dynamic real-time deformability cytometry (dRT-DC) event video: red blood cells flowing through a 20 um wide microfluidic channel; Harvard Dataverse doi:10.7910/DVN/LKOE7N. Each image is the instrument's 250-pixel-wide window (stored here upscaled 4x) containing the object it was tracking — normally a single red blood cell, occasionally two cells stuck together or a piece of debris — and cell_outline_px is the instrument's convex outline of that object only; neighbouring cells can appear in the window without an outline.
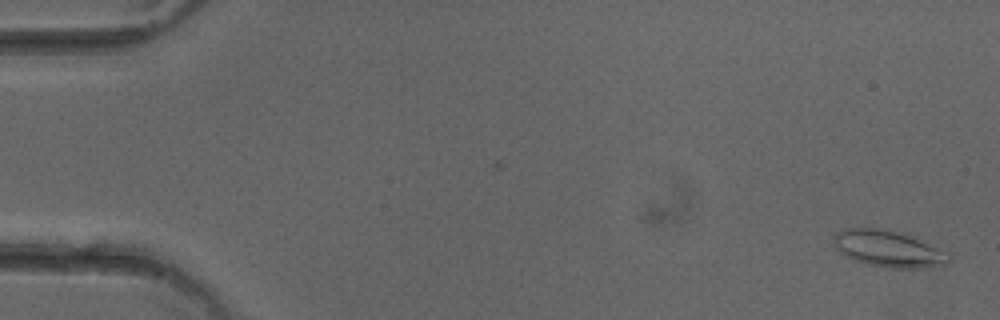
{"species": "common noctule bat (a hibernating species)", "species_latin": "Nyctalus noctula", "temperature_condition": "cold", "stored_images_in_passage": 50, "camera_frame_rate_fps": 3000, "um_per_image_px": 0.085, "animal": {"sex": "female"}, "frame": {"image": 1, "passage_image": 1, "time_ms": 0.0, "image_size_px": [1000, 320], "cell_outline_px": [[952, 260], [948, 264], [916, 268], [896, 268], [872, 264], [856, 260], [840, 252], [832, 244], [832, 236], [836, 232], [844, 228], [888, 228], [908, 232], [948, 252], [952, 256]], "centroid_in_image_um": [75.57, 21.09], "position_along_channel_um": 9.4, "area_um2": 25.09}}
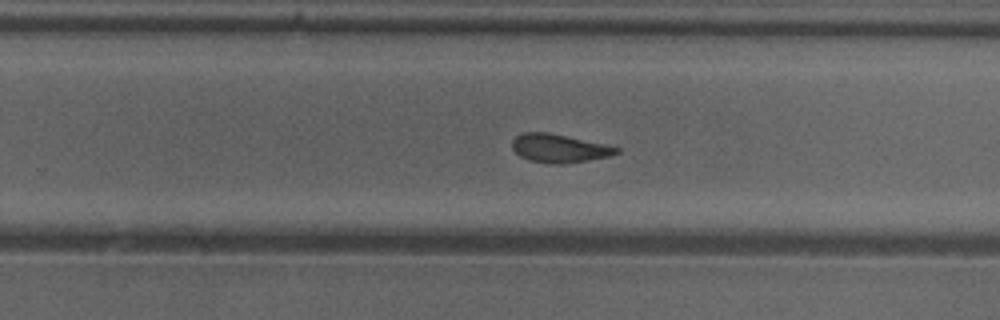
{"frame": {"image": 2, "passage_image": 32, "time_ms": 10.333, "image_size_px": [1000, 320], "cell_outline_px": [[620, 152], [608, 156], [564, 164], [552, 164], [528, 160], [520, 156], [512, 148], [512, 140], [516, 136], [524, 132], [548, 132], [604, 144], [620, 148]], "centroid_in_image_um": [47.49, 12.6], "position_along_channel_um": 282.3, "area_um2": 17.11}}
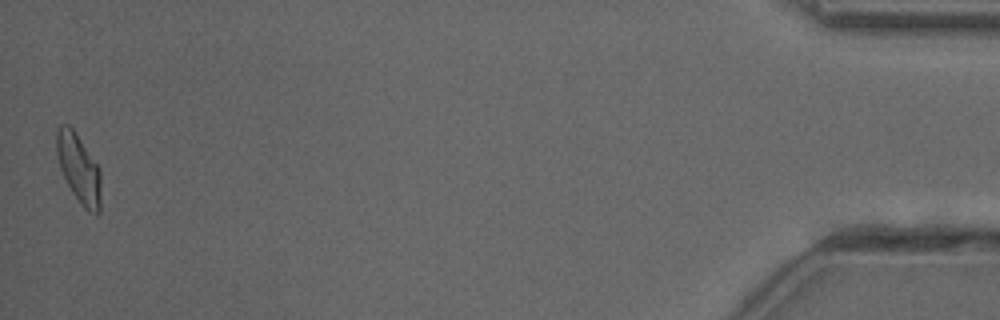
{"frame": {"image": 3, "passage_image": 50, "time_ms": 16.333, "image_size_px": [1000, 320], "cell_outline_px": [[100, 212], [88, 212], [80, 204], [72, 192], [60, 168], [56, 152], [56, 132], [60, 124], [68, 124], [72, 128], [100, 168]], "centroid_in_image_um": [6.69, 14.32], "position_along_channel_um": 428.5, "area_um2": 17.63}, "authors_computed_cell_mechanics": {"area_um2": 18.0336, "velocity_mm_per_s": 4.0474, "shape_relaxation_time_tau1_ms": 8.6465, "shape_relaxation_time_tau2_ms": 2.3433, "deformation_change_tau1": 0.197, "deformation_change_tau2": 0.0997}}